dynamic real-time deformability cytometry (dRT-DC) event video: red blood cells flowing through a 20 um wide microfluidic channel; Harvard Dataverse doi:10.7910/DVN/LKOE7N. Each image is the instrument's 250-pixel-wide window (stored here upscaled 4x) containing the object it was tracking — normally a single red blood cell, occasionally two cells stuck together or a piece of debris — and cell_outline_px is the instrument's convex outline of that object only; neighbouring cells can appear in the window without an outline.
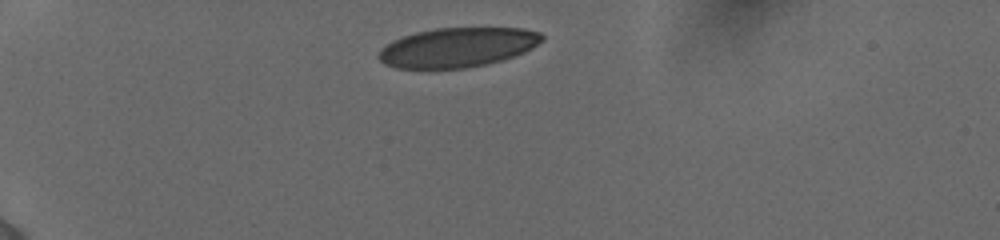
{"species": "human", "species_latin": "Homo sapiens", "temperature_condition": "cold", "stored_images_in_passage": 9, "camera_frame_rate_fps": 3000, "um_per_image_px": 0.085, "donor": {"sex": "female"}, "frame": {"image": 1, "passage_image": 1, "time_ms": 0.0, "image_size_px": [1000, 240], "cell_outline_px": [[544, 40], [532, 48], [524, 52], [500, 60], [484, 64], [464, 68], [396, 68], [384, 64], [376, 56], [380, 48], [392, 40], [416, 32], [436, 28], [524, 28], [540, 32], [544, 36]], "centroid_in_image_um": [38.87, 4.02], "position_along_channel_um": 46.1, "area_um2": 37.57}}
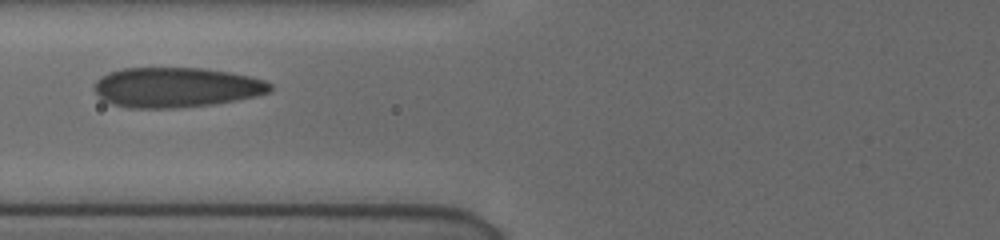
{"frame": {"image": 2, "passage_image": 6, "time_ms": 3.0, "image_size_px": [1000, 240], "cell_outline_px": [[272, 88], [268, 92], [256, 96], [236, 100], [212, 104], [176, 108], [128, 108], [112, 104], [104, 100], [96, 92], [96, 80], [100, 76], [108, 72], [120, 68], [200, 68], [228, 72], [248, 76], [264, 80], [272, 84]], "centroid_in_image_um": [14.95, 7.42], "position_along_channel_um": 110.8, "area_um2": 40.81}}
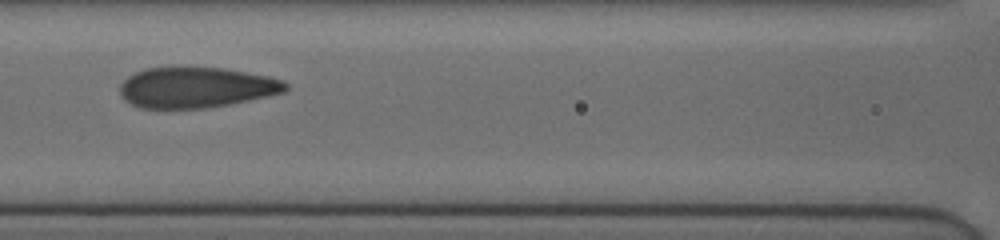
{"frame": {"image": 3, "passage_image": 8, "time_ms": 4.0, "image_size_px": [1000, 240], "cell_outline_px": [[288, 88], [284, 92], [268, 96], [228, 104], [204, 108], [140, 108], [124, 100], [120, 96], [120, 84], [128, 76], [144, 68], [172, 64], [192, 64], [224, 68], [268, 76], [284, 80], [288, 84]], "centroid_in_image_um": [16.63, 7.37], "position_along_channel_um": 150.0, "area_um2": 40.46}}